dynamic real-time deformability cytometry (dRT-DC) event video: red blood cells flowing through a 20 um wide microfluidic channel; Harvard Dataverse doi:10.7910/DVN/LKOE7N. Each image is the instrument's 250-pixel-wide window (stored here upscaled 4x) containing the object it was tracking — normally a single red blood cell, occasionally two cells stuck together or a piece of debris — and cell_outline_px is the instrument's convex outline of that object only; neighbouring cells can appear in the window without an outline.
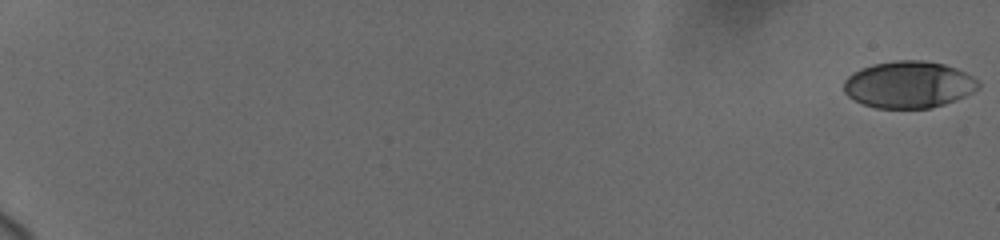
{"species": "human", "species_latin": "Homo sapiens", "temperature_condition": "cold", "stored_images_in_passage": 38, "camera_frame_rate_fps": 3000, "um_per_image_px": 0.085, "donor": {"sex": "female"}, "frame": {"image": 1, "passage_image": 1, "time_ms": 0.0, "image_size_px": [1000, 240], "cell_outline_px": [[980, 84], [972, 92], [964, 96], [944, 104], [928, 108], [876, 108], [864, 104], [848, 96], [844, 92], [844, 80], [852, 72], [860, 68], [872, 64], [896, 60], [924, 60], [944, 64], [956, 68], [980, 80]], "centroid_in_image_um": [77.22, 7.18], "position_along_channel_um": 7.8, "area_um2": 36.7}}
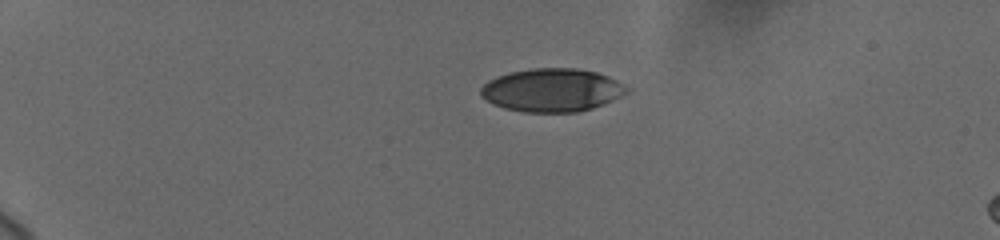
{"frame": {"image": 2, "passage_image": 26, "time_ms": 5.0, "image_size_px": [1000, 240], "cell_outline_px": [[628, 92], [612, 100], [592, 108], [576, 112], [524, 112], [504, 108], [492, 104], [480, 96], [480, 88], [488, 80], [496, 76], [508, 72], [532, 68], [576, 68], [596, 72], [608, 76], [616, 80], [628, 88]], "centroid_in_image_um": [46.87, 7.65], "position_along_channel_um": 38.1, "area_um2": 36.82}}